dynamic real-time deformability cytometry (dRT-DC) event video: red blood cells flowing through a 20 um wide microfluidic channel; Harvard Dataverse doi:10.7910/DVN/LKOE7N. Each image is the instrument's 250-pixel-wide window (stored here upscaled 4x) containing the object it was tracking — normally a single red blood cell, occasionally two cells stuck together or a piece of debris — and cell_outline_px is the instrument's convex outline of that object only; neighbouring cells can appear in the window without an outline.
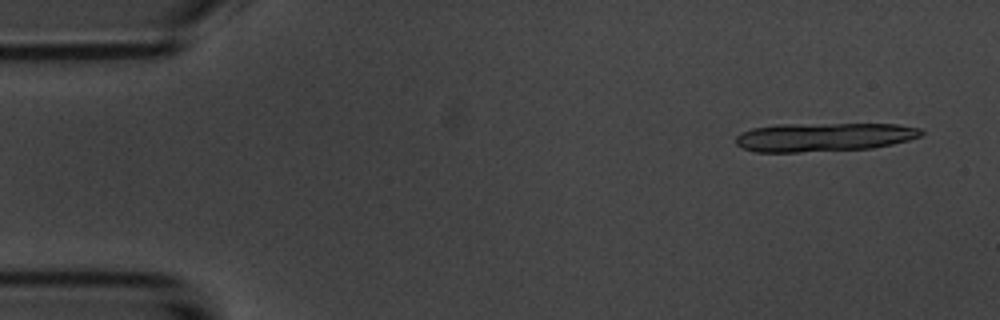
{"species": "common noctule bat (a hibernating species)", "species_latin": "Nyctalus noctula", "temperature_condition": "room temperature", "stored_images_in_passage": 5, "camera_frame_rate_fps": 3000, "um_per_image_px": 0.085, "animal": {"sex": "male", "body_mass_g": 20.1, "forearm_length_mm": 53.5}, "frame": {"image": 1, "passage_image": 1, "time_ms": 0.0, "image_size_px": [1000, 320], "cell_outline_px": [[924, 132], [920, 136], [908, 140], [892, 144], [872, 148], [796, 152], [756, 152], [744, 148], [736, 144], [736, 136], [740, 132], [752, 128], [776, 124], [896, 124], [920, 128]], "centroid_in_image_um": [70.0, 11.64], "position_along_channel_um": 15.0, "area_um2": 30.98}}